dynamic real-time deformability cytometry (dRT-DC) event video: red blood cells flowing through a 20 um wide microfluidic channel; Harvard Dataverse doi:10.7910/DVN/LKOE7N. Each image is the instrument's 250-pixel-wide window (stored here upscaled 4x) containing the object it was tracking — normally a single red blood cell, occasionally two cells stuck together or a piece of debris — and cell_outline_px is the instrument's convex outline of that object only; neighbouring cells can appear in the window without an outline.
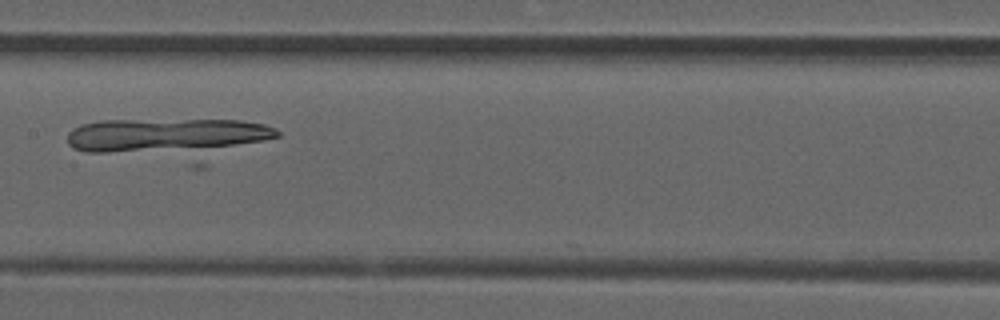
{"species": "common noctule bat (a hibernating species)", "species_latin": "Nyctalus noctula", "temperature_condition": "room temperature", "stored_images_in_passage": 50, "camera_frame_rate_fps": 3000, "um_per_image_px": 0.085, "animal": {"sex": "male", "forearm_length_mm": 52.5}, "frame": {"image": 1, "passage_image": 22, "time_ms": 7.0, "image_size_px": [1000, 320], "cell_outline_px": [[280, 136], [264, 140], [204, 148], [108, 152], [84, 152], [72, 148], [68, 144], [68, 132], [72, 128], [80, 124], [104, 120], [240, 120], [264, 124], [276, 128], [280, 132]], "centroid_in_image_um": [14.02, 11.45], "position_along_channel_um": 193.4, "area_um2": 40.06}}
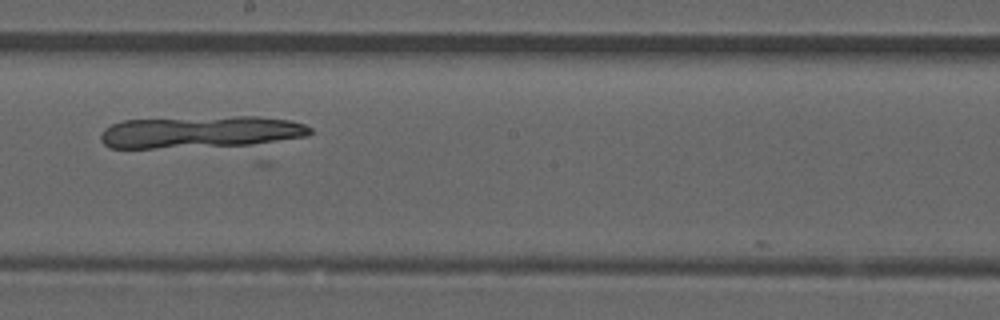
{"frame": {"image": 2, "passage_image": 25, "time_ms": 8.0, "image_size_px": [1000, 320], "cell_outline_px": [[312, 132], [308, 136], [268, 144], [156, 148], [108, 148], [100, 140], [100, 136], [104, 128], [112, 124], [124, 120], [236, 116], [260, 116], [288, 120], [304, 124], [312, 128]], "centroid_in_image_um": [17.12, 11.23], "position_along_channel_um": 231.1, "area_um2": 39.59}}
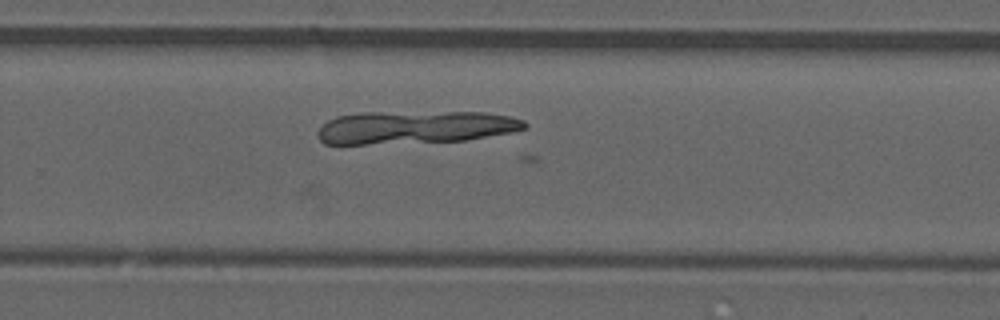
{"frame": {"image": 3, "passage_image": 30, "time_ms": 9.667, "image_size_px": [1000, 320], "cell_outline_px": [[528, 128], [512, 132], [464, 140], [368, 144], [324, 144], [320, 140], [316, 132], [328, 120], [336, 116], [360, 112], [484, 112], [508, 116], [524, 120], [528, 124]], "centroid_in_image_um": [35.27, 10.81], "position_along_channel_um": 294.5, "area_um2": 39.71}}